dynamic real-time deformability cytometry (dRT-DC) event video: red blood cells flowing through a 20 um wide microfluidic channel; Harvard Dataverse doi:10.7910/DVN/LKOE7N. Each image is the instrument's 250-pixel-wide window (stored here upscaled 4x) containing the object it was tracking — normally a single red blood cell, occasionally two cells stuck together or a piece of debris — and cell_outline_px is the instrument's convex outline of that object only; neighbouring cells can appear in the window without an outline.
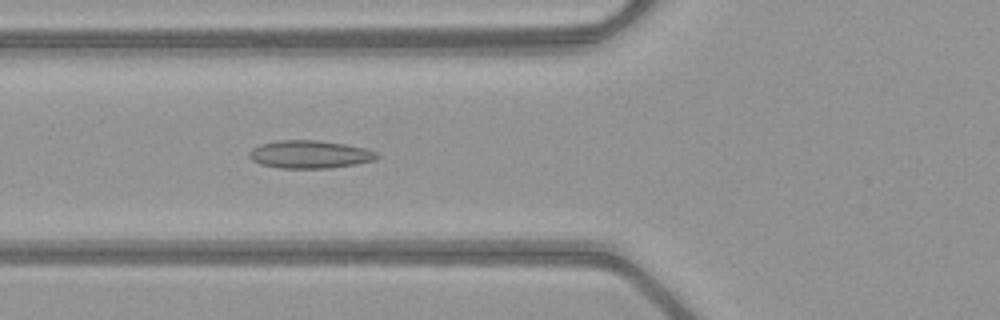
{"species": "common noctule bat (a hibernating species)", "species_latin": "Nyctalus noctula", "temperature_condition": "warm", "stored_images_in_passage": 51, "camera_frame_rate_fps": 3000, "um_per_image_px": 0.085, "animal": {"sex": "female", "body_mass_g": 21.9}, "frame": {"image": 1, "passage_image": 20, "time_ms": 6.333, "image_size_px": [1000, 320], "cell_outline_px": [[380, 156], [376, 160], [356, 164], [328, 168], [280, 168], [260, 164], [252, 160], [248, 156], [248, 152], [252, 148], [260, 144], [276, 140], [316, 140], [344, 144], [364, 148], [376, 152]], "centroid_in_image_um": [26.31, 13.12], "position_along_channel_um": 99.5, "area_um2": 20.81}}
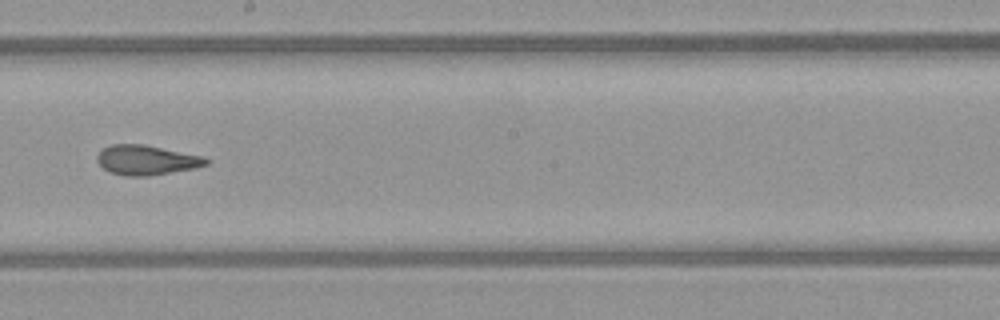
{"frame": {"image": 2, "passage_image": 30, "time_ms": 9.667, "image_size_px": [1000, 320], "cell_outline_px": [[212, 160], [208, 164], [196, 168], [148, 176], [128, 176], [112, 172], [104, 168], [96, 160], [96, 156], [104, 148], [112, 144], [144, 144], [204, 156]], "centroid_in_image_um": [12.51, 13.6], "position_along_channel_um": 235.7, "area_um2": 18.9}}
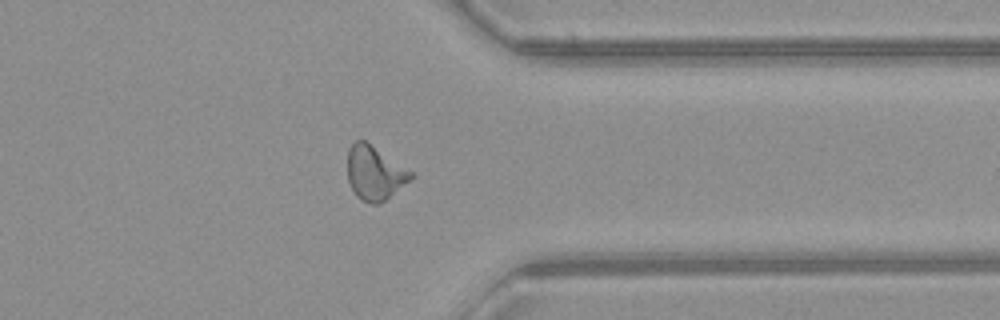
{"frame": {"image": 3, "passage_image": 41, "time_ms": 13.333, "image_size_px": [1000, 320], "cell_outline_px": [[412, 176], [408, 180], [380, 204], [372, 204], [360, 200], [356, 196], [348, 180], [348, 148], [356, 140], [364, 140], [412, 172]], "centroid_in_image_um": [31.79, 14.71], "position_along_channel_um": 379.6, "area_um2": 19.36}, "authors_computed_cell_mechanics": {"area_um2": 19.8832, "velocity_mm_per_s": 4.0567, "shape_relaxation_time_tau1_ms": null, "shape_relaxation_time_tau2_ms": 2.2687, "deformation_change_tau1": null, "deformation_change_tau2": 0.0875}}